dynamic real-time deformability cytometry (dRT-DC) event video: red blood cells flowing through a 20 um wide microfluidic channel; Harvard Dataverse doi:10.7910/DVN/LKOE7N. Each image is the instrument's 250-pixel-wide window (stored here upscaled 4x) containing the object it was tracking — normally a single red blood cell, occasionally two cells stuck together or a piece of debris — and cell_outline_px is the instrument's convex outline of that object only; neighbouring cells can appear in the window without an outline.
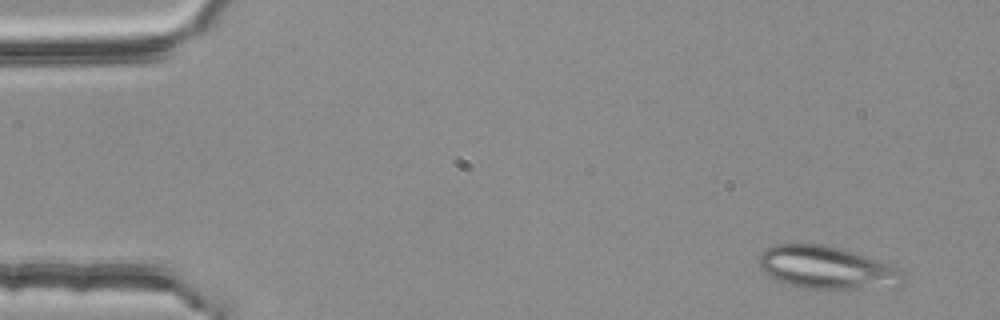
{"species": "common noctule bat (a hibernating species)", "species_latin": "Nyctalus noctula", "temperature_condition": "room temperature", "stored_images_in_passage": 5, "camera_frame_rate_fps": 3000, "um_per_image_px": 0.085, "animal": {"sex": "female", "body_mass_g": 25.1}, "frame": {"image": 1, "passage_image": 1, "time_ms": 0.0, "image_size_px": [1000, 320], "cell_outline_px": [[908, 276], [904, 284], [900, 288], [836, 292], [804, 288], [788, 284], [776, 280], [768, 276], [760, 268], [756, 260], [760, 252], [776, 244], [824, 244], [840, 248], [880, 260], [900, 268], [908, 272]], "centroid_in_image_um": [70.43, 22.83], "position_along_channel_um": 14.6, "area_um2": 38.15}}